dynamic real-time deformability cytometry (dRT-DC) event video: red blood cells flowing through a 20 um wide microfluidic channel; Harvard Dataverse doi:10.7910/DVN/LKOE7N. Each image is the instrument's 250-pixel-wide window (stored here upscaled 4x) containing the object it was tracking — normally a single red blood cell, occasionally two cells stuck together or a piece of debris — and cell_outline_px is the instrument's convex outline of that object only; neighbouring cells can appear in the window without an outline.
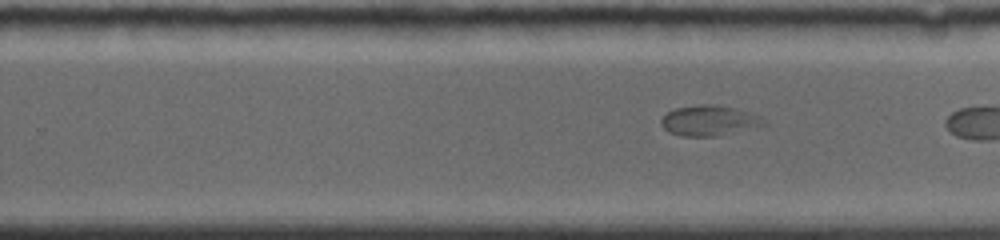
{"species": "common noctule bat (a hibernating species)", "species_latin": "Nyctalus noctula", "temperature_condition": "room temperature", "stored_images_in_passage": 17, "segment_of_instrument_passage": [2, 2], "camera_frame_rate_fps": 4000, "um_per_image_px": 0.085, "animal": {"sex": "female", "body_mass_g": 19.0, "forearm_length_mm": 56.7}, "frame": {"image": 1, "passage_image": 17, "time_ms": 7.75, "image_size_px": [1000, 240], "cell_outline_px": [[768, 124], [716, 136], [680, 136], [668, 132], [660, 124], [660, 120], [668, 112], [676, 108], [700, 104], [716, 104], [732, 108], [760, 116]], "centroid_in_image_um": [60.23, 10.25], "position_along_channel_um": 269.6, "area_um2": 17.92}}